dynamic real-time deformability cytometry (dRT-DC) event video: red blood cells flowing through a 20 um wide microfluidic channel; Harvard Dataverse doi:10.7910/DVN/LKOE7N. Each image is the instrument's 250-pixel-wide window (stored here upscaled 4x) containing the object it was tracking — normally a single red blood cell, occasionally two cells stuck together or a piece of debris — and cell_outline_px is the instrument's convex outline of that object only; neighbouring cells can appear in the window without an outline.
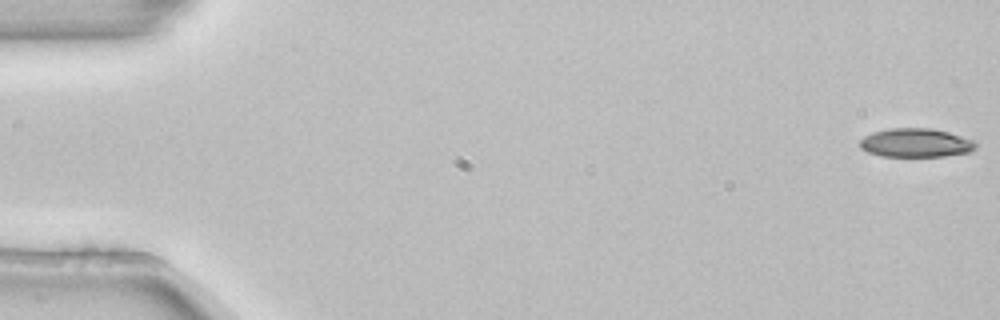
{"species": "common noctule bat (a hibernating species)", "species_latin": "Nyctalus noctula", "temperature_condition": "room temperature", "stored_images_in_passage": 4, "camera_frame_rate_fps": 3000, "um_per_image_px": 0.085, "animal": {"sex": "female", "body_mass_g": 22.7, "forearm_length_mm": 54.2}, "frame": {"image": 1, "passage_image": 1, "time_ms": 0.0, "image_size_px": [1000, 320], "cell_outline_px": [[976, 148], [968, 152], [944, 156], [880, 156], [868, 152], [860, 148], [860, 140], [864, 136], [872, 132], [888, 128], [932, 128], [948, 132], [976, 140]], "centroid_in_image_um": [77.84, 12.13], "position_along_channel_um": 7.2, "area_um2": 19.54}}
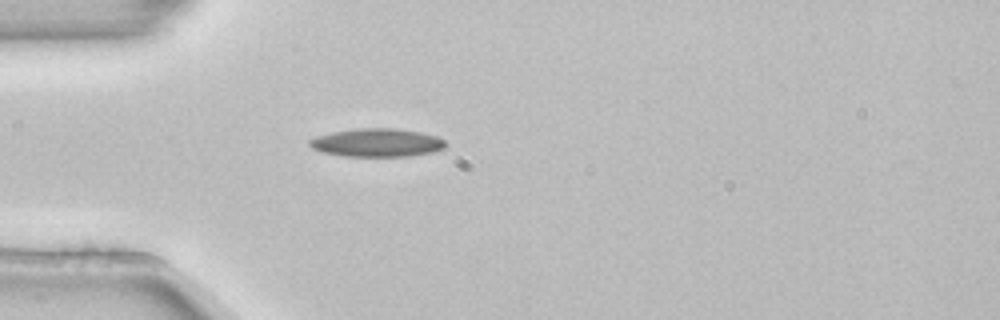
{"frame": {"image": 2, "passage_image": 4, "time_ms": 1.0, "image_size_px": [1000, 320], "cell_outline_px": [[444, 148], [432, 152], [412, 156], [344, 156], [320, 152], [312, 148], [308, 144], [308, 140], [316, 136], [332, 132], [360, 128], [396, 128], [420, 132], [436, 136], [444, 140]], "centroid_in_image_um": [32.0, 12.13], "position_along_channel_um": 53.0, "area_um2": 22.43}}